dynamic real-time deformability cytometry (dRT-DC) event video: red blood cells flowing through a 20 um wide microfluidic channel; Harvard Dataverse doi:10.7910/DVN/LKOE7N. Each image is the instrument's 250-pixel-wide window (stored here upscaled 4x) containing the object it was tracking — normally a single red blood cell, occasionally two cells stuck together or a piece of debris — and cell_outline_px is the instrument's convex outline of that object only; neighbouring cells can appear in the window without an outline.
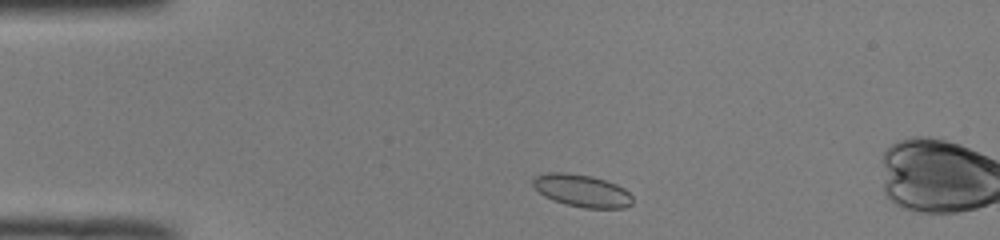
{"species": "common noctule bat (a hibernating species)", "species_latin": "Nyctalus noctula", "temperature_condition": "room temperature", "stored_images_in_passage": 8, "camera_frame_rate_fps": 3000, "um_per_image_px": 0.085, "animal": {"sex": "male", "body_mass_g": 19.0, "forearm_length_mm": 50.8}, "frame": {"image": 1, "passage_image": 3, "time_ms": 0.667, "image_size_px": [1000, 240], "cell_outline_px": [[632, 204], [624, 208], [584, 208], [564, 204], [552, 200], [544, 196], [532, 184], [532, 180], [536, 176], [548, 172], [564, 172], [592, 176], [616, 184], [624, 188], [632, 196]], "centroid_in_image_um": [49.46, 16.21], "position_along_channel_um": 35.5, "area_um2": 18.84}}